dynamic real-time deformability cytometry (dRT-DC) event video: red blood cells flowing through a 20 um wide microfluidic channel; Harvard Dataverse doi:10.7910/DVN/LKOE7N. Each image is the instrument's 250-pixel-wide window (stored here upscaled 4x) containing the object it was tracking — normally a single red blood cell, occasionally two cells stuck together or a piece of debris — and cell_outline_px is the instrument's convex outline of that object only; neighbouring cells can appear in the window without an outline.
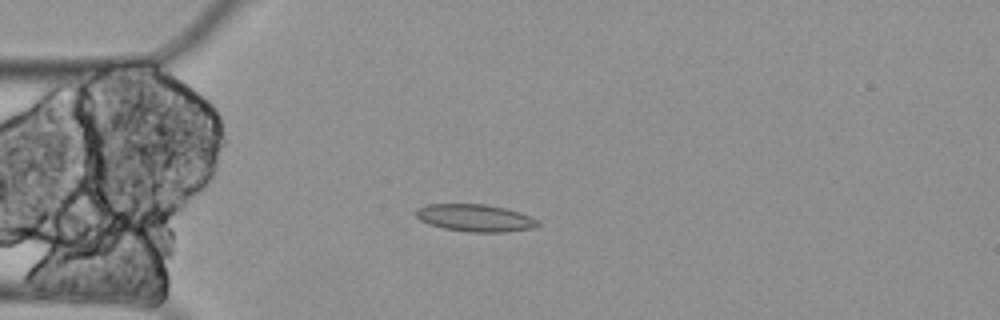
{"species": "Egyptian fruit bat (a non-hibernating species)", "species_latin": "Rousettus aegyptiacus", "temperature_condition": "cold", "stored_images_in_passage": 7, "camera_frame_rate_fps": 3000, "um_per_image_px": 0.085, "animal": {"sex": "female"}, "frame": {"image": 1, "passage_image": 4, "time_ms": 1.0, "image_size_px": [1000, 320], "cell_outline_px": [[540, 224], [536, 228], [504, 232], [468, 232], [444, 228], [428, 224], [420, 220], [416, 216], [416, 208], [428, 204], [484, 204], [504, 208], [520, 212], [540, 220]], "centroid_in_image_um": [40.41, 18.53], "position_along_channel_um": 44.6, "area_um2": 19.54}}